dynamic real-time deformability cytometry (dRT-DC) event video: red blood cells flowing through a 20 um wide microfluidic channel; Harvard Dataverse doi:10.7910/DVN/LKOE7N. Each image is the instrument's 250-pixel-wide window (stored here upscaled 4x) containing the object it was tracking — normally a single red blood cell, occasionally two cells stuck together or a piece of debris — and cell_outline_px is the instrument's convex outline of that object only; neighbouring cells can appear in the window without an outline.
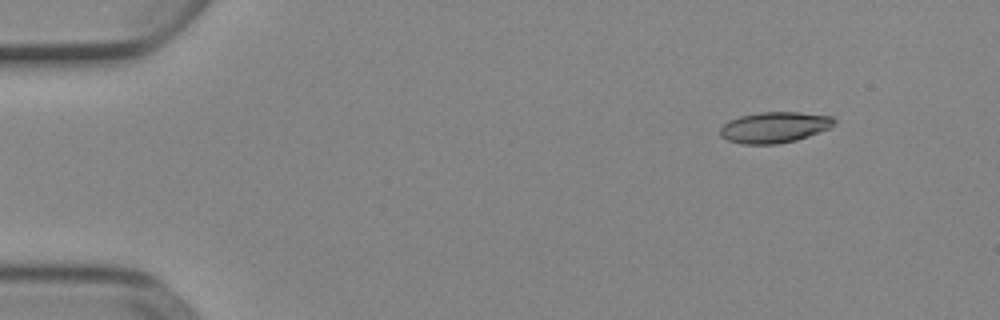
{"species": "Egyptian fruit bat (a non-hibernating species)", "species_latin": "Rousettus aegyptiacus", "temperature_condition": "cold", "stored_images_in_passage": 8, "camera_frame_rate_fps": 3000, "um_per_image_px": 0.085, "animal": {"sex": "female"}, "frame": {"image": 1, "passage_image": 2, "time_ms": 0.333, "image_size_px": [1000, 320], "cell_outline_px": [[836, 124], [832, 128], [796, 140], [776, 144], [744, 144], [728, 140], [720, 136], [720, 128], [728, 120], [740, 116], [760, 112], [800, 112], [832, 116], [836, 120]], "centroid_in_image_um": [65.86, 10.81], "position_along_channel_um": 19.1, "area_um2": 20.69}}
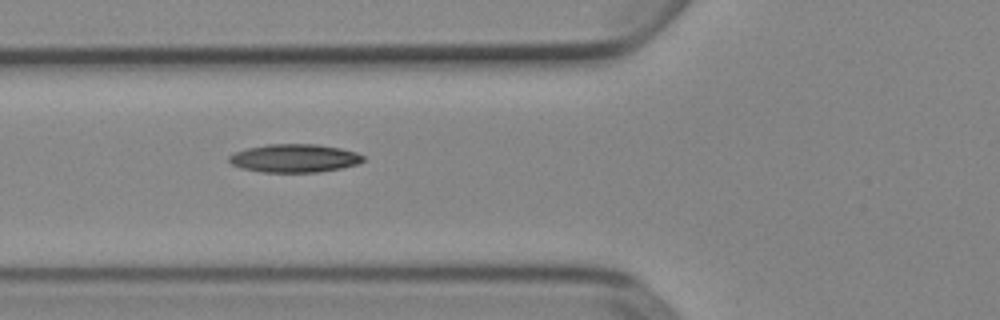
{"frame": {"image": 2, "passage_image": 6, "time_ms": 1.667, "image_size_px": [1000, 320], "cell_outline_px": [[364, 160], [356, 164], [340, 168], [320, 172], [260, 172], [240, 168], [232, 164], [228, 160], [228, 156], [236, 152], [248, 148], [268, 144], [316, 144], [340, 148], [356, 152], [364, 156]], "centroid_in_image_um": [25.01, 13.45], "position_along_channel_um": 100.8, "area_um2": 22.02}}
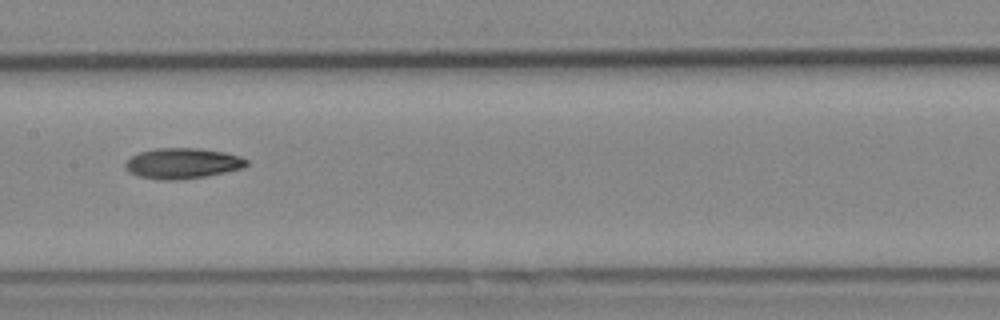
{"frame": {"image": 3, "passage_image": 8, "time_ms": 2.333, "image_size_px": [1000, 320], "cell_outline_px": [[248, 164], [244, 168], [204, 176], [180, 180], [160, 180], [140, 176], [128, 172], [124, 168], [124, 164], [132, 156], [140, 152], [156, 148], [200, 148], [224, 152], [240, 156], [248, 160]], "centroid_in_image_um": [15.51, 13.88], "position_along_channel_um": 191.9, "area_um2": 21.62}}